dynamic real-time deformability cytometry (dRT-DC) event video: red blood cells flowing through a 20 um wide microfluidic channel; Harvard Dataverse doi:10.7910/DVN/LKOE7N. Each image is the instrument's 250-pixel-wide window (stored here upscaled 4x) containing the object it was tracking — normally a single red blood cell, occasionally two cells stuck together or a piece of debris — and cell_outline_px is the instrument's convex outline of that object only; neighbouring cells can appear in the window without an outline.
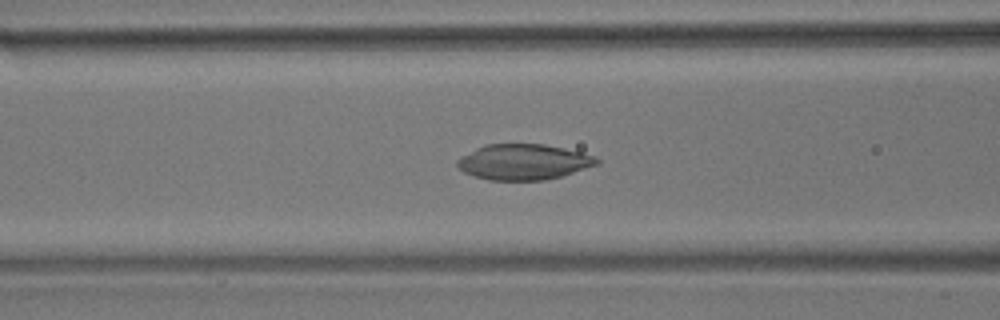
{"species": "common noctule bat (a hibernating species)", "species_latin": "Nyctalus noctula", "temperature_condition": "room temperature", "stored_images_in_passage": 45, "camera_frame_rate_fps": 3000, "um_per_image_px": 0.085, "animal": {"sex": "male", "body_mass_g": 17.9}, "frame": {"image": 1, "passage_image": 22, "time_ms": 7.0, "image_size_px": [1000, 320], "cell_outline_px": [[600, 164], [560, 176], [544, 180], [488, 180], [472, 176], [464, 172], [456, 164], [456, 160], [476, 148], [484, 144], [544, 144], [564, 148], [596, 156], [600, 160]], "centroid_in_image_um": [44.51, 13.76], "position_along_channel_um": 122.1, "area_um2": 28.96}}
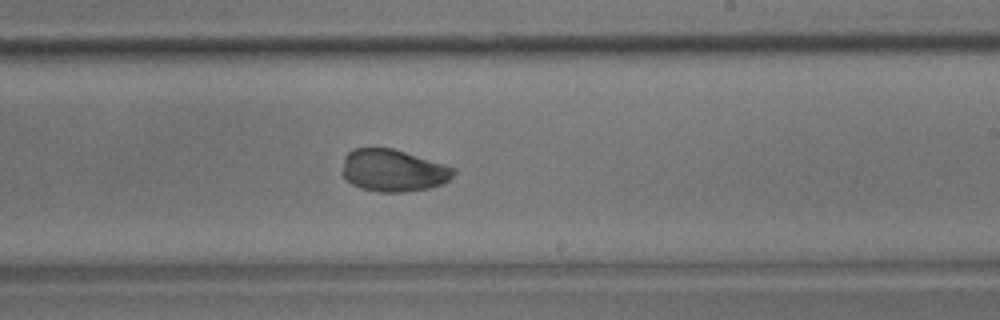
{"frame": {"image": 2, "passage_image": 33, "time_ms": 10.667, "image_size_px": [1000, 320], "cell_outline_px": [[456, 172], [444, 184], [428, 188], [404, 192], [380, 192], [360, 188], [352, 184], [340, 172], [344, 156], [352, 148], [392, 148], [444, 164], [456, 168]], "centroid_in_image_um": [33.4, 14.49], "position_along_channel_um": 255.6, "area_um2": 27.51}}
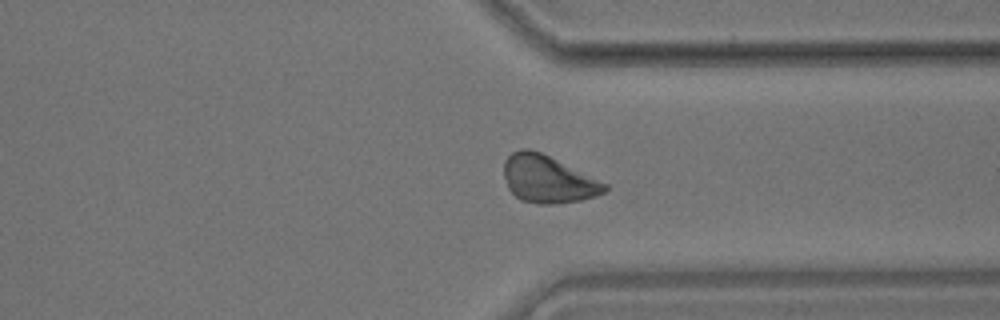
{"frame": {"image": 3, "passage_image": 42, "time_ms": 13.667, "image_size_px": [1000, 320], "cell_outline_px": [[608, 188], [604, 192], [596, 196], [580, 200], [552, 204], [536, 204], [520, 200], [508, 188], [504, 176], [504, 160], [512, 152], [520, 148], [528, 148], [540, 152], [608, 184]], "centroid_in_image_um": [46.54, 15.23], "position_along_channel_um": 364.9, "area_um2": 27.69}}